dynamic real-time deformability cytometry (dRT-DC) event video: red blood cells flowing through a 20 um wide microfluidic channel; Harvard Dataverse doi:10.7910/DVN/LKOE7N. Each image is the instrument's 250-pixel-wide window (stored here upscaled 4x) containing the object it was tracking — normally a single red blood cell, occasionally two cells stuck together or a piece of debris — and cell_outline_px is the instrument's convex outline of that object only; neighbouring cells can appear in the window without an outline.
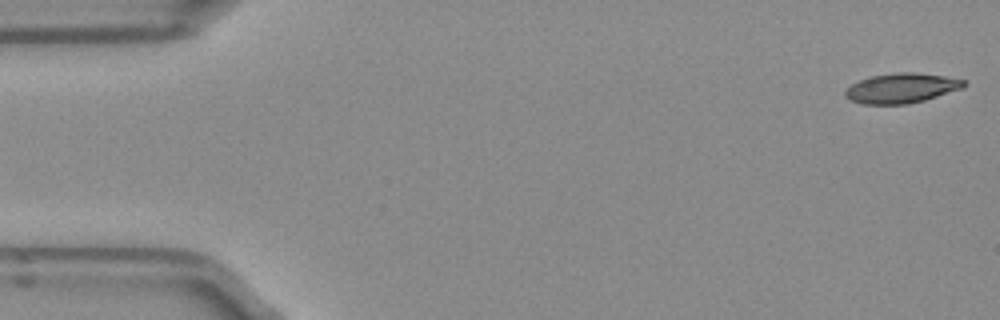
{"species": "Egyptian fruit bat (a non-hibernating species)", "species_latin": "Rousettus aegyptiacus", "temperature_condition": "room temperature", "stored_images_in_passage": 12, "camera_frame_rate_fps": 3000, "um_per_image_px": 0.085, "frame": {"image": 1, "passage_image": 1, "time_ms": 0.0, "image_size_px": [1000, 320], "cell_outline_px": [[968, 84], [964, 88], [924, 100], [908, 104], [864, 104], [852, 100], [844, 96], [844, 92], [852, 84], [860, 80], [872, 76], [900, 72], [912, 72], [944, 76], [964, 80]], "centroid_in_image_um": [76.66, 7.49], "position_along_channel_um": 8.3, "area_um2": 20.46}}
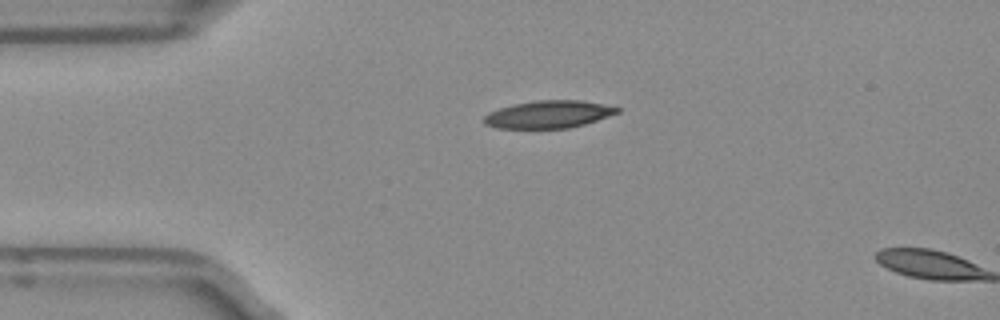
{"frame": {"image": 2, "passage_image": 11, "time_ms": 3.333, "image_size_px": [1000, 320], "cell_outline_px": [[620, 112], [584, 124], [568, 128], [496, 128], [484, 124], [484, 116], [488, 112], [512, 104], [536, 100], [580, 100], [620, 108]], "centroid_in_image_um": [46.58, 9.72], "position_along_channel_um": 38.4, "area_um2": 21.21}}